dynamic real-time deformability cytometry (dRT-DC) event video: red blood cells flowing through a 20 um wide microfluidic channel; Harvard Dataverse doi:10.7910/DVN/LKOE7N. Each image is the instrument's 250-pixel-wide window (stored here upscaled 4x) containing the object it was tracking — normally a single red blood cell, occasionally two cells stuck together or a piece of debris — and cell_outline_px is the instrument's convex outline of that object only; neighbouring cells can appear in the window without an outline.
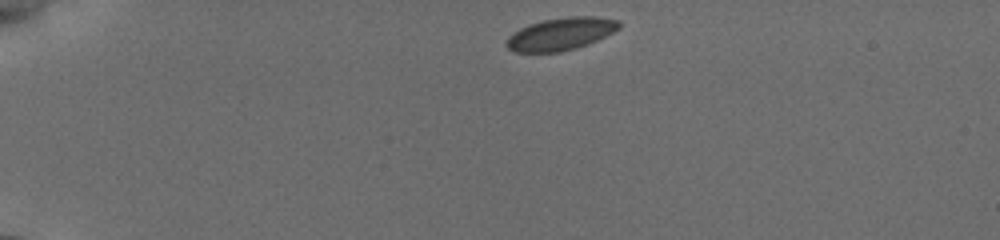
{"species": "common noctule bat (a hibernating species)", "species_latin": "Nyctalus noctula", "temperature_condition": "cold", "stored_images_in_passage": 29, "camera_frame_rate_fps": 3000, "um_per_image_px": 0.085, "animal": {"sex": "female", "body_mass_g": 19.5, "forearm_length_mm": 54.1}, "frame": {"image": 1, "passage_image": 1, "time_ms": 0.0, "image_size_px": [1000, 240], "cell_outline_px": [[620, 28], [588, 44], [576, 48], [560, 52], [516, 52], [508, 48], [504, 44], [508, 36], [520, 28], [528, 24], [544, 20], [568, 16], [596, 16], [620, 20]], "centroid_in_image_um": [47.65, 2.88], "position_along_channel_um": 37.3, "area_um2": 21.39}}
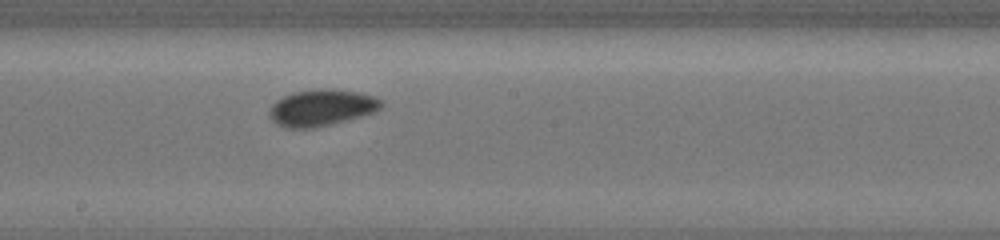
{"frame": {"image": 2, "passage_image": 13, "time_ms": 6.667, "image_size_px": [1000, 240], "cell_outline_px": [[384, 104], [380, 108], [372, 112], [360, 116], [312, 128], [284, 128], [272, 120], [268, 116], [268, 112], [272, 104], [276, 100], [292, 92], [320, 88], [332, 88], [360, 92], [384, 100]], "centroid_in_image_um": [27.3, 9.13], "position_along_channel_um": 220.9, "area_um2": 23.81}}
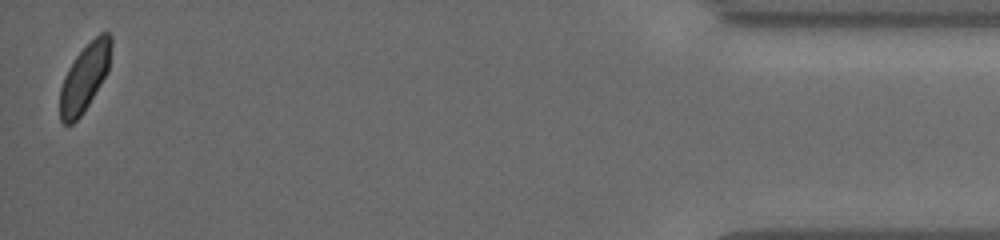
{"frame": {"image": 3, "passage_image": 29, "time_ms": 14.0, "image_size_px": [1000, 240], "cell_outline_px": [[112, 44], [108, 72], [84, 112], [72, 124], [64, 124], [60, 120], [60, 88], [64, 76], [68, 68], [76, 56], [100, 32], [108, 32], [112, 36]], "centroid_in_image_um": [7.2, 6.6], "position_along_channel_um": 428.0, "area_um2": 20.06}, "authors_computed_cell_mechanics": {"area_um2": 21.386, "velocity_mm_per_s": 3.796, "shape_relaxation_time_tau1_ms": 0.7144, "shape_relaxation_time_tau2_ms": null, "deformation_change_tau1": 0.0263, "deformation_change_tau2": null}}